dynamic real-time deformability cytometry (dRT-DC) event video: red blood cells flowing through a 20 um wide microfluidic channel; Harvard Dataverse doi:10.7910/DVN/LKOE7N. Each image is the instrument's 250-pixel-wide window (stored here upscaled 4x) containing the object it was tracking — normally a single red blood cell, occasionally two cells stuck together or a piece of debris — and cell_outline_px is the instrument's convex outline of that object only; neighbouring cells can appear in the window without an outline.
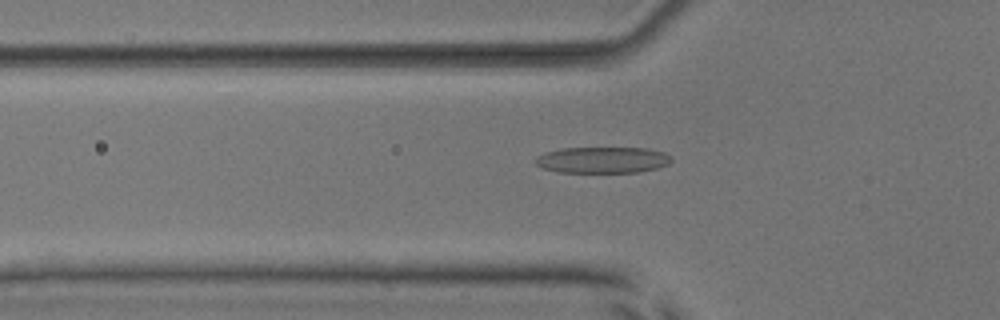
{"species": "common noctule bat (a hibernating species)", "species_latin": "Nyctalus noctula", "temperature_condition": "room temperature", "stored_images_in_passage": 54, "camera_frame_rate_fps": 3000, "um_per_image_px": 0.085, "animal": {"sex": "male", "body_mass_g": 17.9, "forearm_length_mm": 54.2}, "frame": {"image": 1, "passage_image": 19, "time_ms": 6.0, "image_size_px": [1000, 320], "cell_outline_px": [[672, 160], [668, 164], [656, 168], [640, 172], [560, 172], [544, 168], [536, 164], [532, 160], [536, 156], [544, 152], [560, 148], [648, 148], [664, 152], [672, 156]], "centroid_in_image_um": [51.2, 13.59], "position_along_channel_um": 74.6, "area_um2": 20.92}}
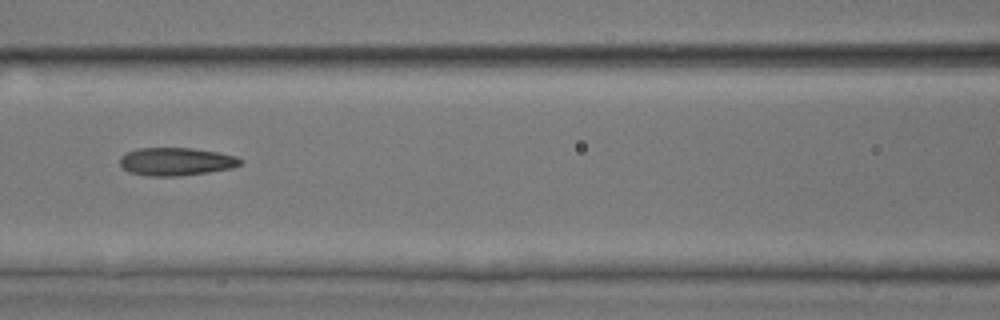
{"frame": {"image": 2, "passage_image": 25, "time_ms": 8.0, "image_size_px": [1000, 320], "cell_outline_px": [[244, 160], [240, 164], [232, 168], [208, 172], [180, 176], [144, 176], [128, 172], [120, 164], [120, 156], [136, 148], [192, 148], [216, 152], [236, 156]], "centroid_in_image_um": [14.95, 13.74], "position_along_channel_um": 151.6, "area_um2": 19.71}}
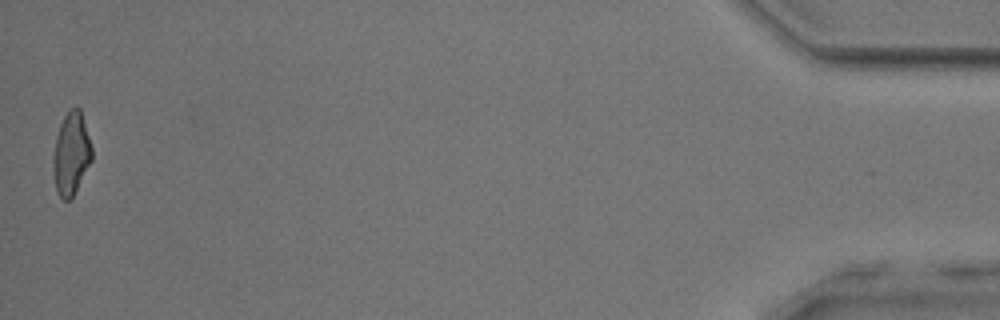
{"frame": {"image": 3, "passage_image": 54, "time_ms": 17.667, "image_size_px": [1000, 320], "cell_outline_px": [[92, 160], [72, 196], [68, 200], [64, 200], [56, 192], [52, 160], [56, 136], [60, 124], [68, 108], [76, 104], [80, 108], [92, 148]], "centroid_in_image_um": [6.04, 13.0], "position_along_channel_um": 429.2, "area_um2": 18.61}, "authors_computed_cell_mechanics": {"area_um2": 19.7098, "velocity_mm_per_s": 3.8315, "shape_relaxation_time_tau1_ms": null, "shape_relaxation_time_tau2_ms": 2.1327, "deformation_change_tau1": null, "deformation_change_tau2": 0.111}}